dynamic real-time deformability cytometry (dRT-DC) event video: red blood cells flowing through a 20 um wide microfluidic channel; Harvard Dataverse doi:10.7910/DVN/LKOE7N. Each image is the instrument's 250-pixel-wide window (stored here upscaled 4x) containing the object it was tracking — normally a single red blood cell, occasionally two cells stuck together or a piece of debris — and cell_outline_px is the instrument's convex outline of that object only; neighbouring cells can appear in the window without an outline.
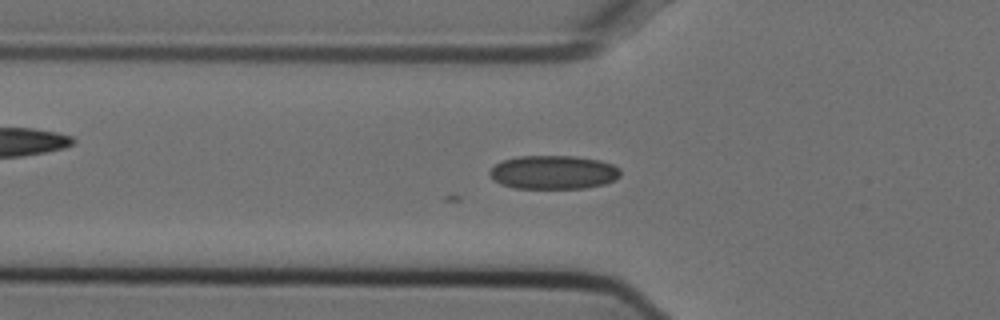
{"species": "Egyptian fruit bat (a non-hibernating species)", "species_latin": "Rousettus aegyptiacus", "temperature_condition": "cold", "stored_images_in_passage": 55, "camera_frame_rate_fps": 3000, "um_per_image_px": 0.085, "animal": {"sex": "female"}, "frame": {"image": 1, "passage_image": 18, "time_ms": 5.667, "image_size_px": [1000, 320], "cell_outline_px": [[620, 176], [616, 180], [604, 184], [584, 188], [512, 188], [500, 184], [492, 180], [488, 172], [496, 164], [504, 160], [516, 156], [576, 156], [600, 160], [612, 164], [620, 168]], "centroid_in_image_um": [47.04, 14.64], "position_along_channel_um": 78.8, "area_um2": 25.89}}
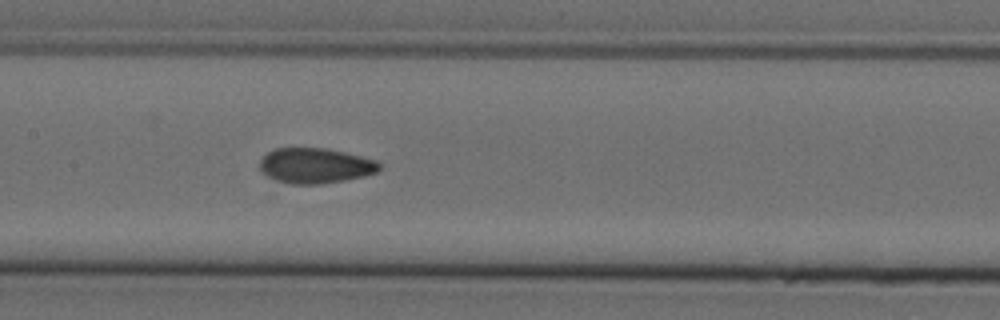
{"frame": {"image": 2, "passage_image": 26, "time_ms": 8.333, "image_size_px": [1000, 320], "cell_outline_px": [[380, 168], [376, 172], [364, 176], [344, 180], [320, 184], [292, 184], [276, 180], [268, 176], [260, 168], [260, 160], [268, 152], [276, 148], [324, 148], [344, 152], [376, 160], [380, 164]], "centroid_in_image_um": [26.8, 14.08], "position_along_channel_um": 180.6, "area_um2": 24.33}}
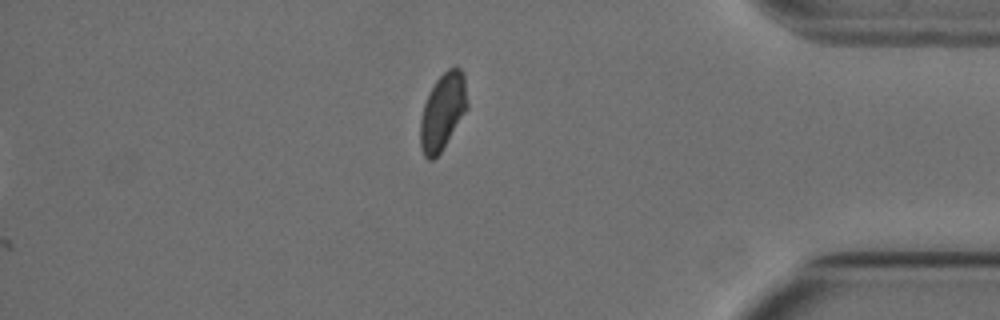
{"frame": {"image": 3, "passage_image": 55, "time_ms": 18.0, "image_size_px": [1000, 320], "cell_outline_px": [[468, 108], [440, 152], [432, 160], [428, 160], [424, 156], [420, 148], [420, 120], [424, 104], [436, 80], [448, 68], [460, 68], [464, 76], [468, 104]], "centroid_in_image_um": [37.62, 9.5], "position_along_channel_um": 397.6, "area_um2": 20.69}}